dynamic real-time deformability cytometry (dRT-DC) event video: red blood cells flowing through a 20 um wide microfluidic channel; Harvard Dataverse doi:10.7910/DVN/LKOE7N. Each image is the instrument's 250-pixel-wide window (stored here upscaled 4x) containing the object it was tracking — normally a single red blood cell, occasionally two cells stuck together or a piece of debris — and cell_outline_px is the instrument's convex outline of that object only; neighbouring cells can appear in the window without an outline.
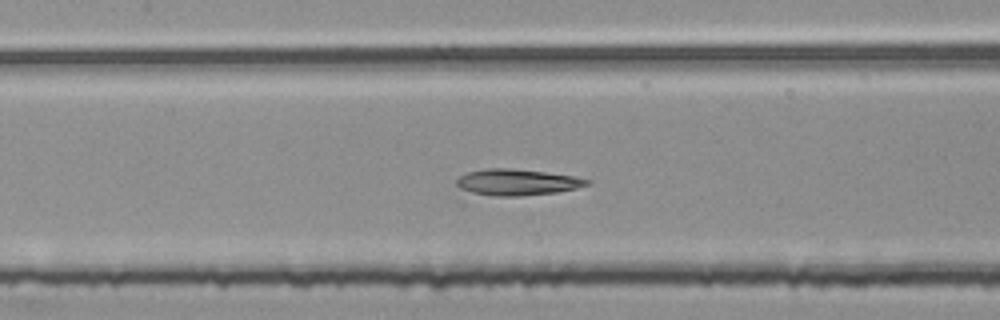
{"species": "common noctule bat (a hibernating species)", "species_latin": "Nyctalus noctula", "temperature_condition": "room temperature", "stored_images_in_passage": 53, "segment_of_instrument_passage": [2, 2], "camera_frame_rate_fps": 3000, "um_per_image_px": 0.085, "animal": {"sex": "female", "body_mass_g": 25.1}, "frame": {"image": 1, "passage_image": 25, "time_ms": 8.0, "image_size_px": [1000, 320], "cell_outline_px": [[592, 184], [576, 188], [556, 192], [520, 196], [492, 196], [472, 192], [460, 188], [456, 184], [456, 180], [460, 176], [468, 172], [484, 168], [508, 168], [544, 172], [572, 176], [592, 180]], "centroid_in_image_um": [43.96, 15.49], "position_along_channel_um": 163.4, "area_um2": 19.83}}
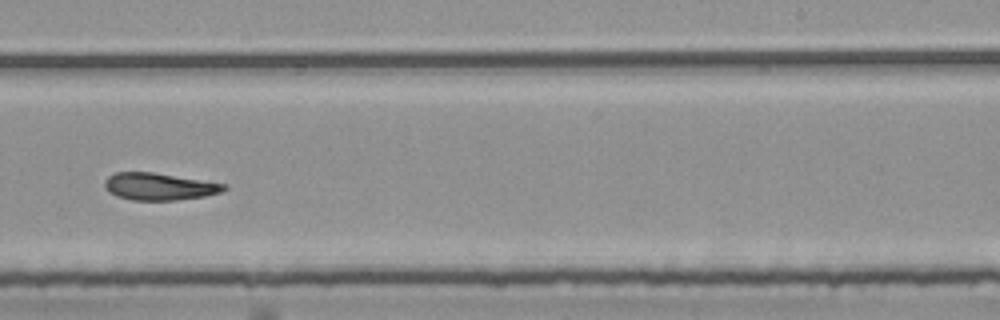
{"frame": {"image": 2, "passage_image": 34, "time_ms": 11.0, "image_size_px": [1000, 320], "cell_outline_px": [[228, 188], [220, 192], [204, 196], [176, 200], [132, 200], [116, 196], [108, 192], [104, 188], [104, 180], [108, 176], [116, 172], [152, 172], [228, 184]], "centroid_in_image_um": [13.5, 15.85], "position_along_channel_um": 275.5, "area_um2": 18.96}}
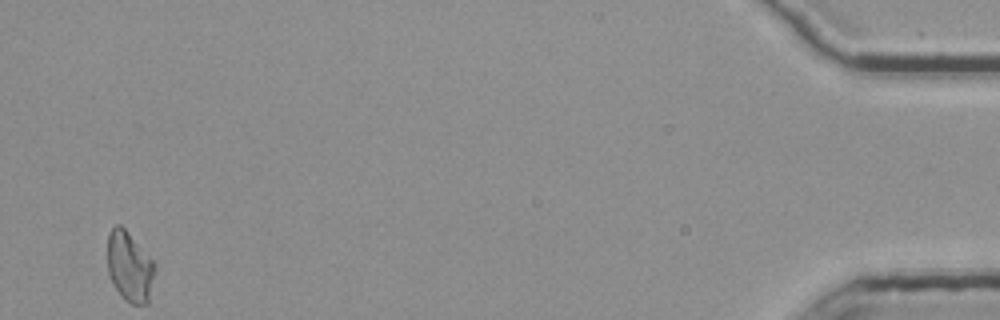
{"frame": {"image": 3, "passage_image": 53, "time_ms": 17.333, "image_size_px": [1000, 320], "cell_outline_px": [[156, 268], [148, 304], [132, 304], [124, 300], [120, 296], [108, 276], [108, 236], [112, 228], [116, 224], [120, 224], [124, 228], [156, 264]], "centroid_in_image_um": [11.02, 22.71], "position_along_channel_um": 424.2, "area_um2": 19.42}}